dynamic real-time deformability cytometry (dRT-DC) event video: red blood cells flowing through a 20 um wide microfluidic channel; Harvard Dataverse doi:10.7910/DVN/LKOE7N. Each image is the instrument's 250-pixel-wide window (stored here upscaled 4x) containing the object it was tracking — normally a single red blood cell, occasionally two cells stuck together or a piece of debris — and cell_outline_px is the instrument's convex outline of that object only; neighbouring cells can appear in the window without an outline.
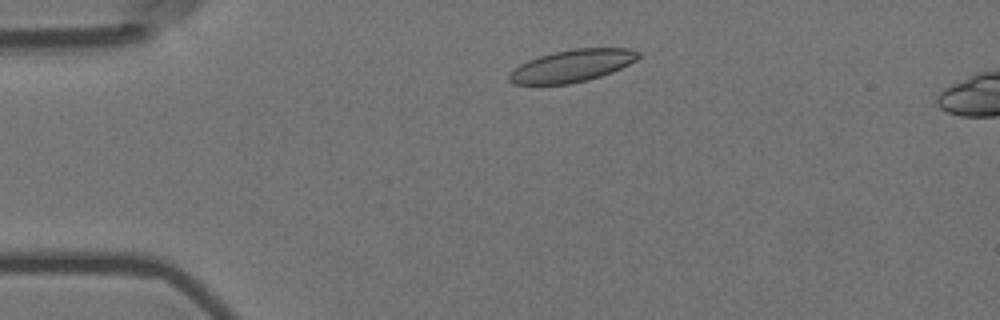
{"species": "Egyptian fruit bat (a non-hibernating species)", "species_latin": "Rousettus aegyptiacus", "temperature_condition": "room temperature", "stored_images_in_passage": 52, "camera_frame_rate_fps": 3000, "um_per_image_px": 0.085, "animal": {"sex": "female"}, "frame": {"image": 1, "passage_image": 7, "time_ms": 2.0, "image_size_px": [1000, 320], "cell_outline_px": [[640, 56], [636, 60], [612, 72], [588, 80], [568, 84], [516, 84], [508, 80], [508, 76], [520, 64], [528, 60], [552, 52], [576, 48], [628, 48], [640, 52]], "centroid_in_image_um": [48.64, 5.58], "position_along_channel_um": 36.4, "area_um2": 24.04}}
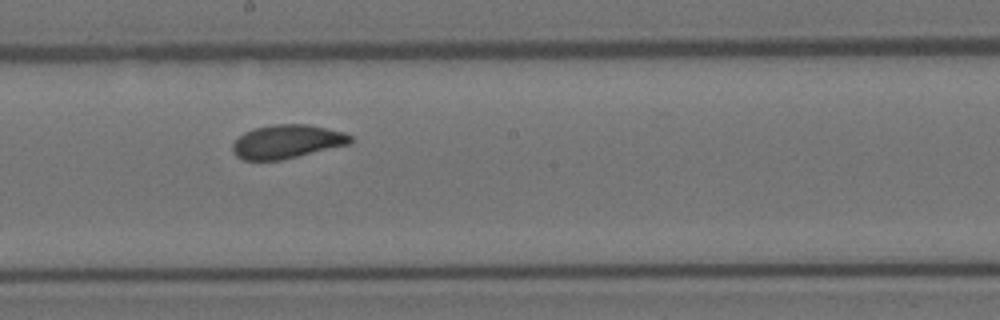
{"frame": {"image": 2, "passage_image": 26, "time_ms": 8.333, "image_size_px": [1000, 320], "cell_outline_px": [[352, 144], [280, 160], [244, 160], [236, 156], [232, 152], [232, 144], [244, 132], [256, 128], [272, 124], [308, 124], [344, 132], [352, 136]], "centroid_in_image_um": [24.41, 12.04], "position_along_channel_um": 223.8, "area_um2": 23.18}}
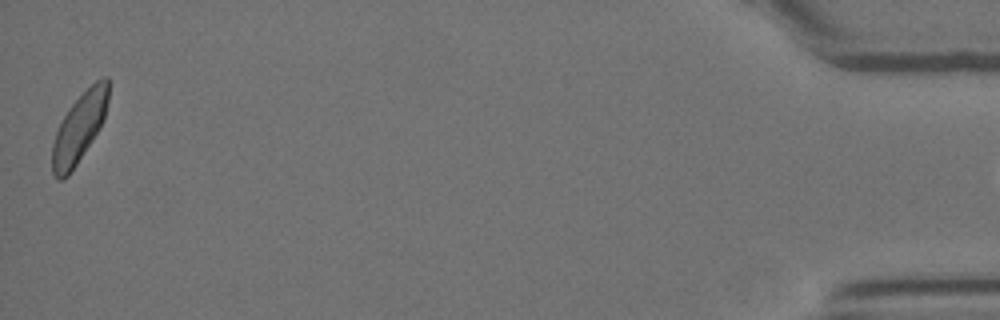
{"frame": {"image": 3, "passage_image": 51, "time_ms": 16.667, "image_size_px": [1000, 320], "cell_outline_px": [[108, 100], [104, 120], [100, 128], [68, 176], [60, 180], [56, 180], [52, 172], [52, 144], [56, 132], [68, 108], [96, 80], [104, 76], [108, 76]], "centroid_in_image_um": [6.73, 10.87], "position_along_channel_um": 428.5, "area_um2": 22.37}}